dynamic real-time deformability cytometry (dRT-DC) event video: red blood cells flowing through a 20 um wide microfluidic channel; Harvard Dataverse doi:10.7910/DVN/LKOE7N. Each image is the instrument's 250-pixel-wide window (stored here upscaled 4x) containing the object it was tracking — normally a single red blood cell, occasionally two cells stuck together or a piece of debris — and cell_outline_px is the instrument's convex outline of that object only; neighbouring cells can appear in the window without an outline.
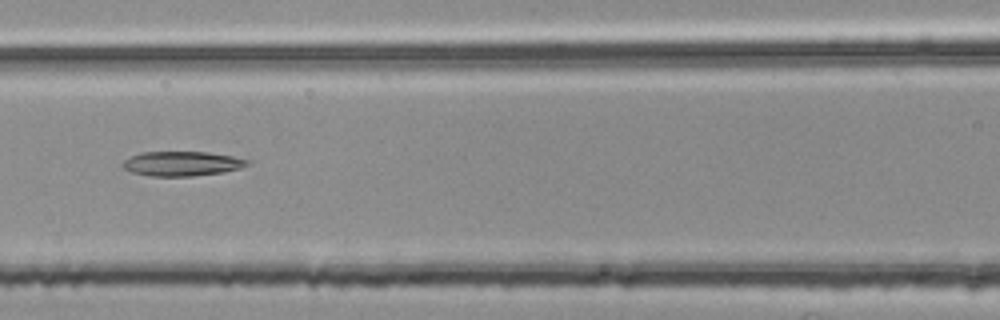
{"species": "common noctule bat (a hibernating species)", "species_latin": "Nyctalus noctula", "temperature_condition": "room temperature", "stored_images_in_passage": 44, "segment_of_instrument_passage": [2, 2], "camera_frame_rate_fps": 3000, "um_per_image_px": 0.085, "animal": {"sex": "female", "body_mass_g": 25.1}, "frame": {"image": 1, "passage_image": 24, "time_ms": 7.667, "image_size_px": [1000, 320], "cell_outline_px": [[252, 164], [240, 168], [224, 172], [192, 176], [148, 176], [132, 172], [124, 168], [120, 164], [124, 160], [140, 152], [208, 152], [232, 156], [248, 160]], "centroid_in_image_um": [15.47, 13.91], "position_along_channel_um": 151.1, "area_um2": 17.92}}
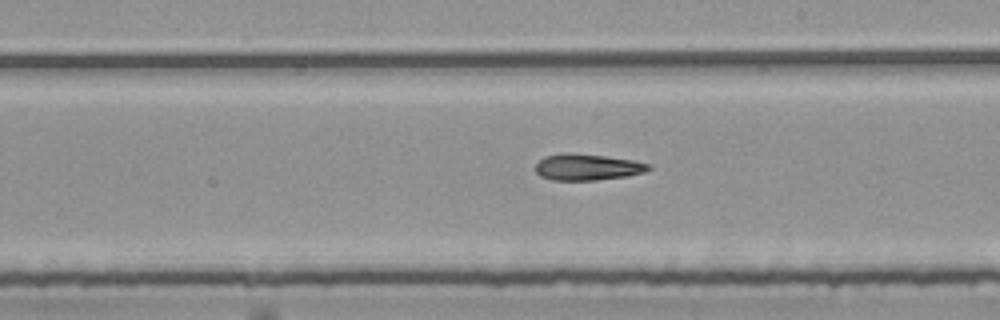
{"frame": {"image": 2, "passage_image": 31, "time_ms": 10.0, "image_size_px": [1000, 320], "cell_outline_px": [[652, 168], [644, 172], [628, 176], [596, 180], [552, 180], [540, 176], [536, 172], [536, 164], [544, 156], [568, 152], [604, 156], [632, 160], [652, 164]], "centroid_in_image_um": [49.93, 14.2], "position_along_channel_um": 239.1, "area_um2": 17.4}}
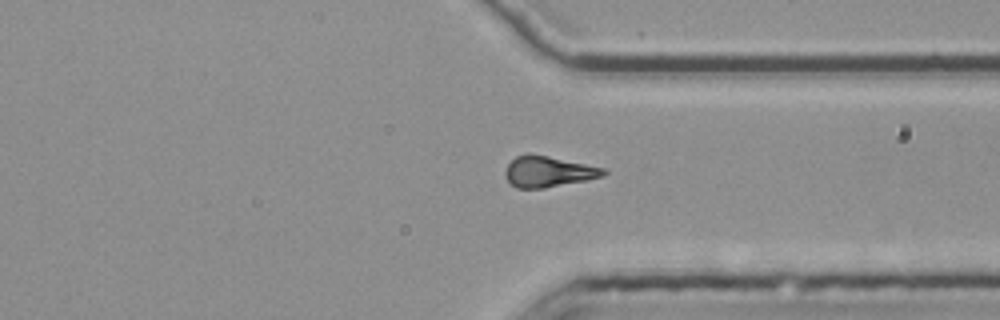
{"frame": {"image": 3, "passage_image": 41, "time_ms": 13.333, "image_size_px": [1000, 320], "cell_outline_px": [[608, 172], [600, 176], [588, 180], [544, 188], [516, 188], [508, 180], [504, 172], [508, 164], [516, 156], [528, 152], [608, 168]], "centroid_in_image_um": [46.62, 14.57], "position_along_channel_um": 364.8, "area_um2": 17.8}}